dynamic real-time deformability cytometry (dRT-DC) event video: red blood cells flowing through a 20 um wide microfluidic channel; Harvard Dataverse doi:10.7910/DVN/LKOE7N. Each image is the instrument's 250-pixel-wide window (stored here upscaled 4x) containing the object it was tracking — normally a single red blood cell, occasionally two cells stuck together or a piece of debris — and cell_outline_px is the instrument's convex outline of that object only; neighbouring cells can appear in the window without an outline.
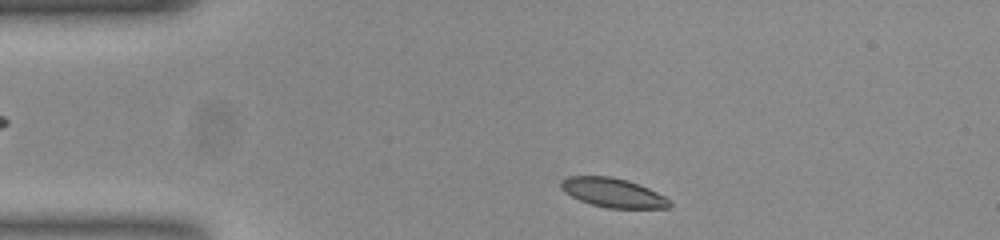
{"species": "common noctule bat (a hibernating species)", "species_latin": "Nyctalus noctula", "temperature_condition": "room temperature", "stored_images_in_passage": 45, "camera_frame_rate_fps": 3000, "um_per_image_px": 0.085, "animal": {"sex": "female", "body_mass_g": 23.0, "forearm_length_mm": 53.4}, "frame": {"image": 1, "passage_image": 2, "time_ms": 0.333, "image_size_px": [1000, 240], "cell_outline_px": [[672, 204], [668, 208], [608, 208], [592, 204], [580, 200], [572, 196], [560, 188], [560, 180], [568, 176], [612, 176], [628, 180], [648, 188], [664, 196]], "centroid_in_image_um": [52.08, 16.37], "position_along_channel_um": 32.9, "area_um2": 18.38}}
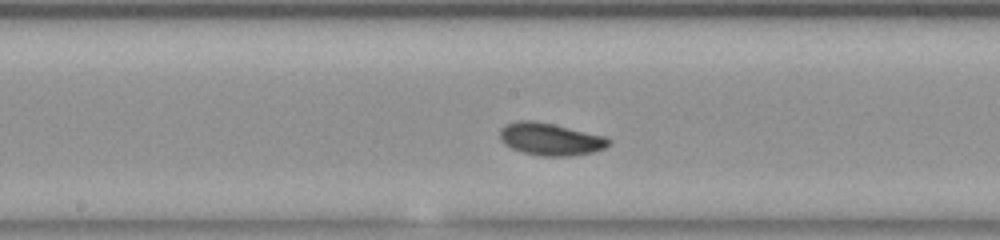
{"frame": {"image": 2, "passage_image": 19, "time_ms": 6.0, "image_size_px": [1000, 240], "cell_outline_px": [[612, 144], [604, 148], [592, 152], [572, 156], [540, 156], [524, 152], [512, 148], [504, 144], [500, 140], [500, 128], [504, 124], [516, 120], [532, 120], [552, 124], [604, 136], [612, 140]], "centroid_in_image_um": [46.76, 11.82], "position_along_channel_um": 201.4, "area_um2": 20.58}}
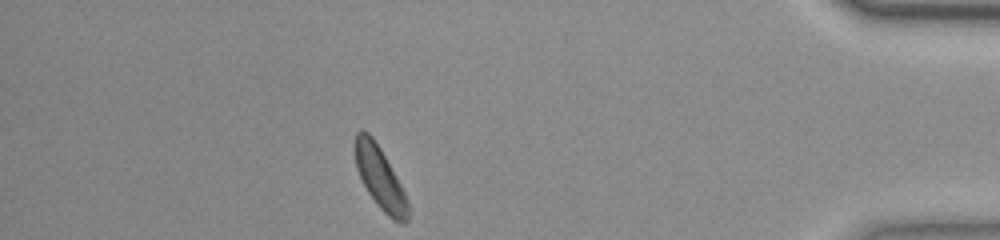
{"frame": {"image": 3, "passage_image": 39, "time_ms": 12.667, "image_size_px": [1000, 240], "cell_outline_px": [[408, 220], [404, 224], [400, 224], [392, 220], [380, 208], [368, 192], [356, 168], [356, 132], [360, 128], [368, 132], [372, 136], [380, 148], [396, 176], [408, 200]], "centroid_in_image_um": [32.32, 15.15], "position_along_channel_um": 402.9, "area_um2": 18.84}, "authors_computed_cell_mechanics": {"area_um2": 19.4208, "velocity_mm_per_s": 3.7463, "shape_relaxation_time_tau1_ms": 7.8256, "shape_relaxation_time_tau2_ms": null, "deformation_change_tau1": 0.1976, "deformation_change_tau2": null}}